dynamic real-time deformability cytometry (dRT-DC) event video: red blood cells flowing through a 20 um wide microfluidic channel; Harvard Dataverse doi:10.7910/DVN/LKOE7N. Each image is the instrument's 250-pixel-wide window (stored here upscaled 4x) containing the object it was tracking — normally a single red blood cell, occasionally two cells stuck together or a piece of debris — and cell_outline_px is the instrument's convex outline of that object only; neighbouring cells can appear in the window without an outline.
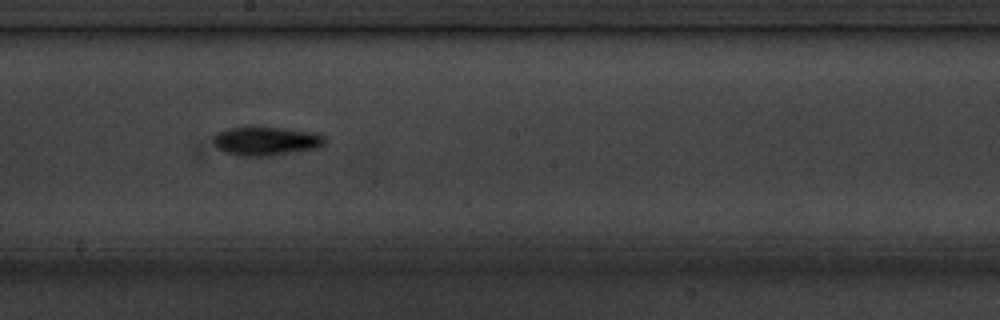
{"species": "common noctule bat (a hibernating species)", "species_latin": "Nyctalus noctula", "temperature_condition": "cold", "stored_images_in_passage": 10, "camera_frame_rate_fps": 3000, "um_per_image_px": 0.085, "animal": {"sex": "male", "body_mass_g": 20.1, "forearm_length_mm": 53.5}, "frame": {"image": 1, "passage_image": 9, "time_ms": 9.0, "image_size_px": [1000, 320], "cell_outline_px": [[324, 144], [320, 148], [276, 156], [236, 156], [224, 152], [216, 148], [212, 140], [216, 132], [228, 128], [284, 128], [316, 132], [324, 136]], "centroid_in_image_um": [22.62, 12.02], "position_along_channel_um": 225.6, "area_um2": 19.02}}